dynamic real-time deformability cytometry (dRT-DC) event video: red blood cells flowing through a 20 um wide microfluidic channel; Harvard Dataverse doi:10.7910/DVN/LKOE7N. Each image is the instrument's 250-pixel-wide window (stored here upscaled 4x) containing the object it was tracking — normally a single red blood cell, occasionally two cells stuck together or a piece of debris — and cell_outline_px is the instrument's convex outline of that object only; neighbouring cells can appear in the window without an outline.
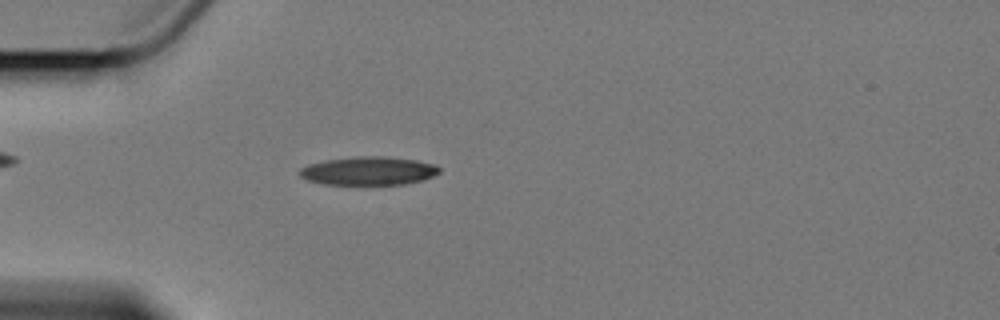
{"species": "Egyptian fruit bat (a non-hibernating species)", "species_latin": "Rousettus aegyptiacus", "temperature_condition": "cold", "stored_images_in_passage": 5, "camera_frame_rate_fps": 3000, "um_per_image_px": 0.085, "animal": {"sex": "female"}, "frame": {"image": 1, "passage_image": 5, "time_ms": 5.667, "image_size_px": [1000, 320], "cell_outline_px": [[440, 172], [432, 176], [420, 180], [404, 184], [324, 184], [308, 180], [300, 176], [296, 172], [300, 168], [308, 164], [324, 160], [356, 156], [384, 156], [416, 160], [432, 164], [440, 168]], "centroid_in_image_um": [31.26, 14.51], "position_along_channel_um": 53.7, "area_um2": 23.06}}